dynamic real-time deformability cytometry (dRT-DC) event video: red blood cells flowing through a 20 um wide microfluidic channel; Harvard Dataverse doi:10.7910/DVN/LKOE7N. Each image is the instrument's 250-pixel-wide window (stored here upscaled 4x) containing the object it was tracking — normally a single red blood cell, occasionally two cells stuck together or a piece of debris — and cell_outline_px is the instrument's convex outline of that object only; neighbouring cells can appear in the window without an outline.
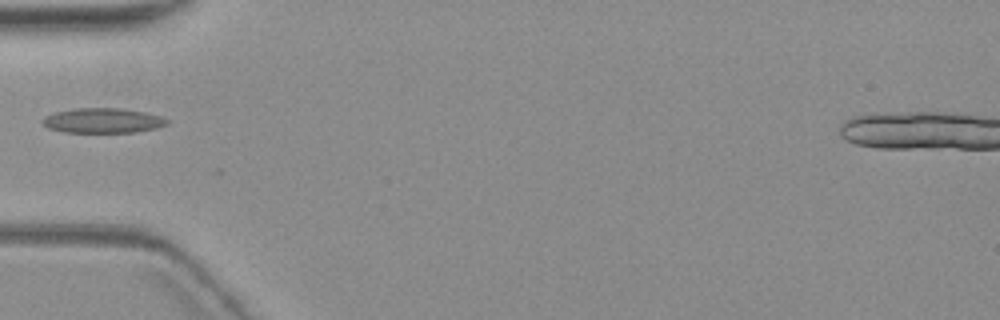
{"species": "common noctule bat (a hibernating species)", "species_latin": "Nyctalus noctula", "temperature_condition": "warm", "stored_images_in_passage": 1, "camera_frame_rate_fps": 3000, "um_per_image_px": 0.085, "animal": {"sex": "female", "body_mass_g": 19.3, "forearm_length_mm": 54.1}, "frame": {"image": 1, "passage_image": 1, "time_ms": 0.0, "image_size_px": [1000, 320], "cell_outline_px": [[168, 124], [156, 128], [136, 132], [64, 132], [48, 128], [40, 120], [44, 116], [56, 112], [76, 108], [124, 108], [144, 112], [160, 116], [168, 120]], "centroid_in_image_um": [8.73, 10.24], "position_along_channel_um": 76.3, "area_um2": 18.03}}